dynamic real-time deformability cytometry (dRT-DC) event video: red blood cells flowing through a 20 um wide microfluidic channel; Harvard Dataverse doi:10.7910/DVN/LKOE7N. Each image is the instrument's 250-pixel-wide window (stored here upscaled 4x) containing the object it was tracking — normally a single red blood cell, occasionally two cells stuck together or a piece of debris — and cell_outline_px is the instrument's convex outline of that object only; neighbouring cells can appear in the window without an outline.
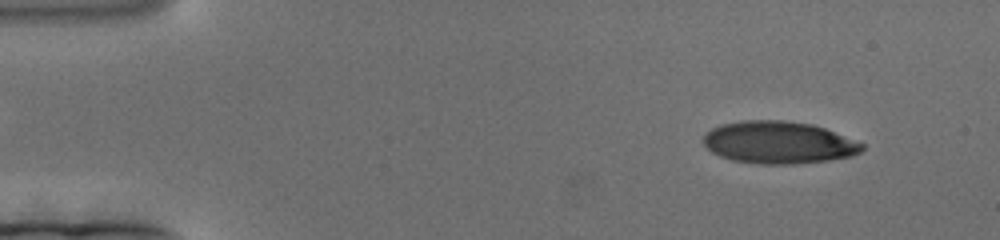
{"species": "human", "species_latin": "Homo sapiens", "temperature_condition": "cold", "stored_images_in_passage": 181, "camera_frame_rate_fps": 3000, "um_per_image_px": 0.085, "donor": {"sex": "female"}, "frame": {"image": 1, "passage_image": 16, "time_ms": 5.0, "image_size_px": [1000, 240], "cell_outline_px": [[864, 148], [860, 152], [852, 156], [828, 160], [792, 164], [760, 164], [732, 160], [720, 156], [712, 152], [704, 144], [704, 136], [712, 128], [720, 124], [740, 120], [784, 120], [812, 124], [824, 128], [864, 144]], "centroid_in_image_um": [66.17, 12.11], "position_along_channel_um": 18.8, "area_um2": 39.02}}
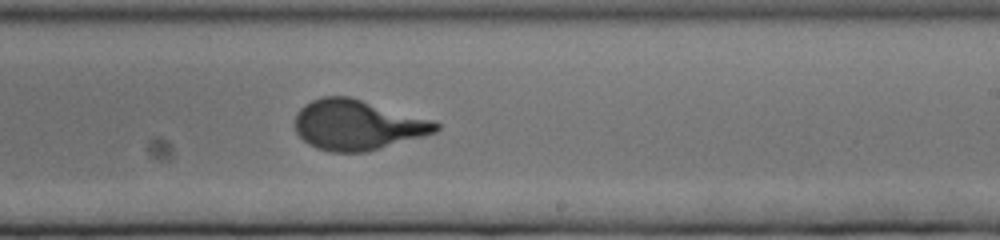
{"frame": {"image": 2, "passage_image": 109, "time_ms": 36.0, "image_size_px": [1000, 240], "cell_outline_px": [[440, 128], [436, 132], [424, 136], [364, 152], [332, 152], [316, 148], [308, 144], [296, 132], [296, 112], [304, 104], [320, 96], [348, 96], [436, 120], [440, 124]], "centroid_in_image_um": [30.4, 10.61], "position_along_channel_um": 258.6, "area_um2": 41.27}}
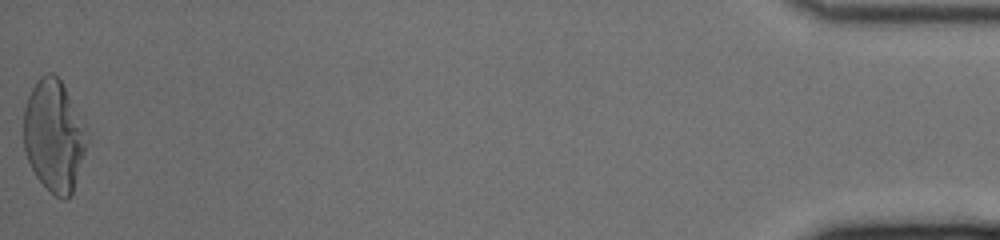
{"frame": {"image": 3, "passage_image": 181, "time_ms": 60.0, "image_size_px": [1000, 240], "cell_outline_px": [[88, 140], [72, 192], [64, 200], [56, 196], [36, 176], [24, 152], [24, 108], [28, 96], [36, 80], [40, 76], [48, 72], [52, 72], [60, 80], [84, 120]], "centroid_in_image_um": [4.58, 11.49], "position_along_channel_um": 430.6, "area_um2": 40.92}}